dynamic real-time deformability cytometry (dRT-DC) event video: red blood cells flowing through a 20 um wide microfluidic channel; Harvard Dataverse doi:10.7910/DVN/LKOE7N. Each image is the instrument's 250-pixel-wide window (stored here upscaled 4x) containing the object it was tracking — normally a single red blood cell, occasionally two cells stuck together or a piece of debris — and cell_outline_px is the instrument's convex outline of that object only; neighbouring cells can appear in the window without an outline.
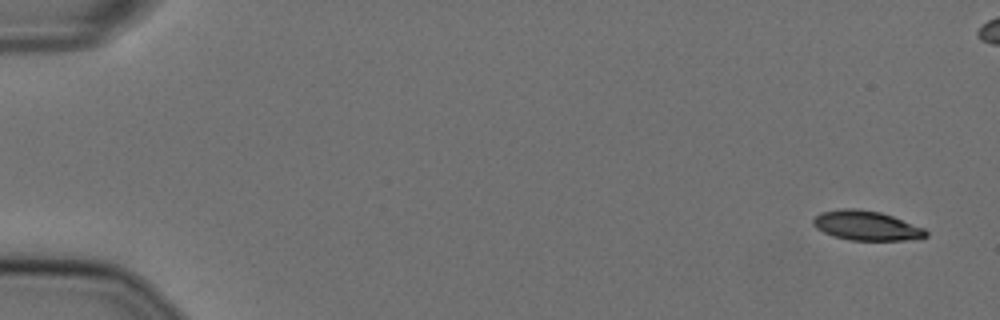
{"species": "Egyptian fruit bat (a non-hibernating species)", "species_latin": "Rousettus aegyptiacus", "temperature_condition": "cold", "stored_images_in_passage": 54, "camera_frame_rate_fps": 3000, "um_per_image_px": 0.085, "animal": {"sex": "female"}, "frame": {"image": 1, "passage_image": 1, "time_ms": 0.0, "image_size_px": [1000, 320], "cell_outline_px": [[928, 236], [904, 240], [852, 240], [832, 236], [816, 228], [812, 224], [812, 220], [820, 212], [840, 208], [856, 208], [880, 212], [892, 216], [924, 228], [928, 232]], "centroid_in_image_um": [73.6, 19.17], "position_along_channel_um": 11.4, "area_um2": 19.36}}
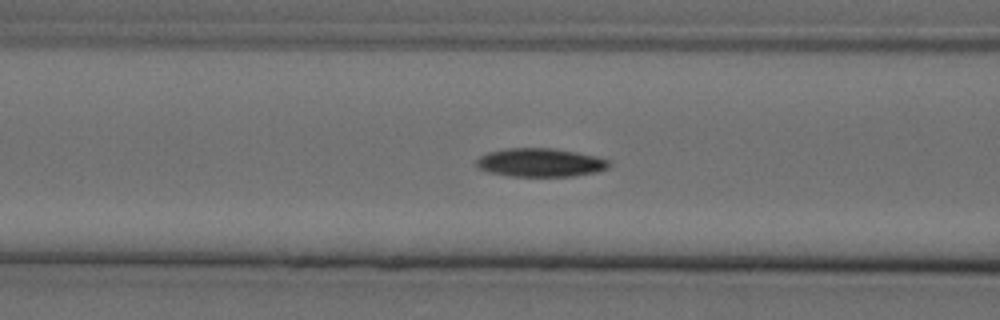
{"frame": {"image": 2, "passage_image": 22, "time_ms": 7.0, "image_size_px": [1000, 320], "cell_outline_px": [[612, 164], [608, 168], [596, 172], [572, 176], [508, 176], [488, 172], [476, 168], [476, 160], [480, 156], [488, 152], [508, 148], [556, 148], [596, 156], [612, 160]], "centroid_in_image_um": [45.94, 13.81], "position_along_channel_um": 120.7, "area_um2": 22.31}}
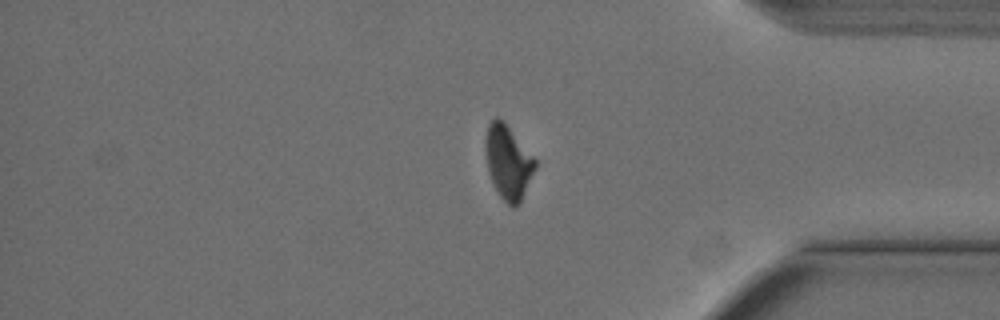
{"frame": {"image": 3, "passage_image": 46, "time_ms": 15.0, "image_size_px": [1000, 320], "cell_outline_px": [[536, 168], [520, 204], [512, 208], [500, 196], [488, 172], [484, 144], [484, 140], [488, 124], [496, 116], [504, 120], [536, 160]], "centroid_in_image_um": [43.18, 13.76], "position_along_channel_um": 392.0, "area_um2": 21.5}}